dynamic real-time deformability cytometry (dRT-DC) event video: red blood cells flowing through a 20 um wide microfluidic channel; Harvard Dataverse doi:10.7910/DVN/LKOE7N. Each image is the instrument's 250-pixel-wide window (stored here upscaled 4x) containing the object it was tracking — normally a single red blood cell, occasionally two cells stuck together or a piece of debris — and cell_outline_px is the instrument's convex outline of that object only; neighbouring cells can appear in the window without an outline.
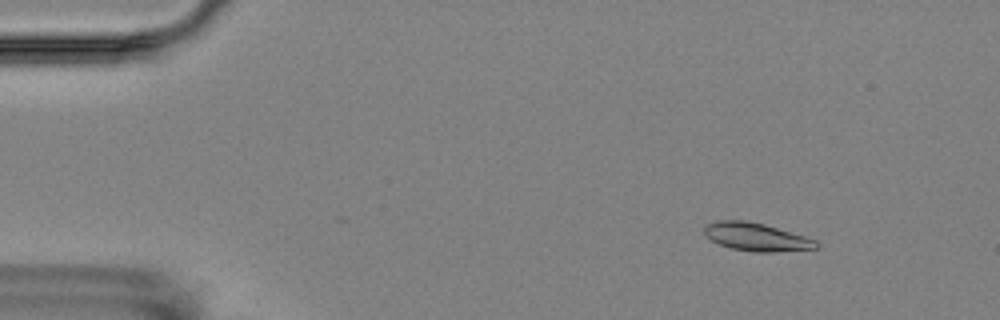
{"species": "Egyptian fruit bat (a non-hibernating species)", "species_latin": "Rousettus aegyptiacus", "temperature_condition": "room temperature", "stored_images_in_passage": 4, "camera_frame_rate_fps": 3000, "um_per_image_px": 0.085, "animal": {"sex": "female"}, "frame": {"image": 1, "passage_image": 2, "time_ms": 1.333, "image_size_px": [1000, 320], "cell_outline_px": [[820, 244], [816, 248], [772, 252], [752, 252], [732, 248], [720, 244], [712, 240], [704, 232], [704, 228], [708, 224], [716, 220], [744, 220], [764, 224], [804, 236], [816, 240]], "centroid_in_image_um": [64.29, 20.14], "position_along_channel_um": 20.7, "area_um2": 18.03}}